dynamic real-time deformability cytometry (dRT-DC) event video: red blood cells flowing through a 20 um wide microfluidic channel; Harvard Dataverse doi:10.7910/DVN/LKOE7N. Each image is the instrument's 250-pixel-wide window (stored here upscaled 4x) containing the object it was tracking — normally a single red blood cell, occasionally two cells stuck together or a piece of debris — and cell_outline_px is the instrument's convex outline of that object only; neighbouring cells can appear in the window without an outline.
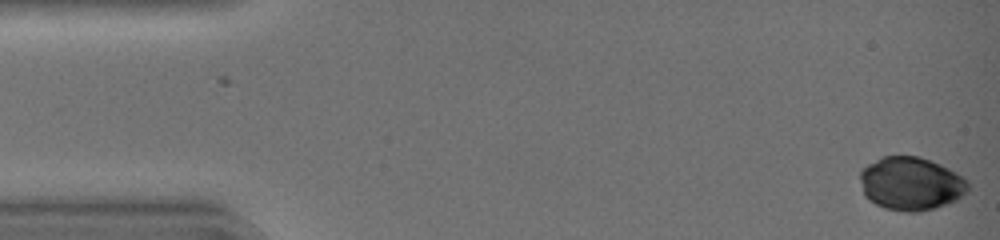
{"species": "common noctule bat (a hibernating species)", "species_latin": "Nyctalus noctula", "temperature_condition": "warm", "stored_images_in_passage": 5, "camera_frame_rate_fps": 3000, "um_per_image_px": 0.085, "animal": {"sex": "female", "body_mass_g": 19.0, "forearm_length_mm": 51.5}, "frame": {"image": 1, "passage_image": 5, "time_ms": 1.333, "image_size_px": [1000, 240], "cell_outline_px": [[972, 188], [968, 192], [956, 200], [948, 204], [936, 208], [920, 212], [904, 212], [884, 208], [868, 200], [864, 196], [860, 180], [860, 172], [868, 164], [880, 156], [920, 156], [940, 164], [964, 176], [968, 180]], "centroid_in_image_um": [77.46, 15.62], "position_along_channel_um": 7.5, "area_um2": 34.16}}